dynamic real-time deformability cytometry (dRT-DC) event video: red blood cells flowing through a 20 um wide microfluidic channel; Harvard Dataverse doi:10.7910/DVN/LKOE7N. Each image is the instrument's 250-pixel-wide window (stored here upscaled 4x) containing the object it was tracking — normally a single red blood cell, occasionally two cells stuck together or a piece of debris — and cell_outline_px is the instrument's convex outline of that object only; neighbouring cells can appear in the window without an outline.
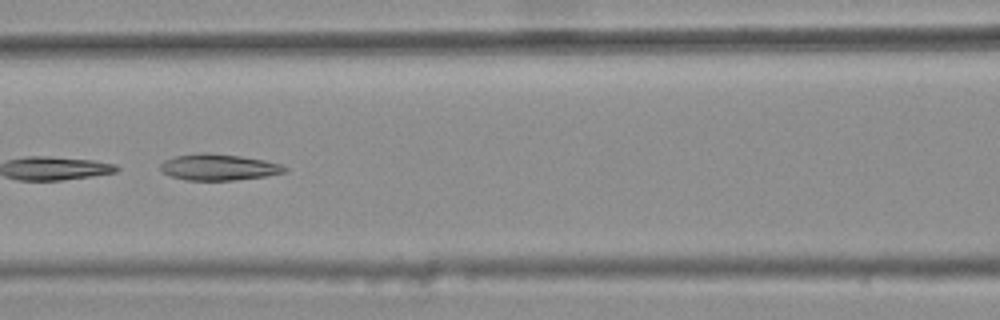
{"species": "common noctule bat (a hibernating species)", "species_latin": "Nyctalus noctula", "temperature_condition": "warm", "stored_images_in_passage": 8, "camera_frame_rate_fps": 3000, "um_per_image_px": 0.085, "animal": {"sex": "female", "body_mass_g": 25.1}, "frame": {"image": 1, "passage_image": 6, "time_ms": 1.667, "image_size_px": [1000, 320], "cell_outline_px": [[288, 172], [264, 176], [236, 180], [184, 180], [172, 176], [164, 172], [160, 168], [160, 164], [164, 160], [176, 156], [200, 152], [208, 152], [240, 156], [264, 160], [280, 164], [288, 168]], "centroid_in_image_um": [18.59, 14.2], "position_along_channel_um": 148.0, "area_um2": 19.02}}
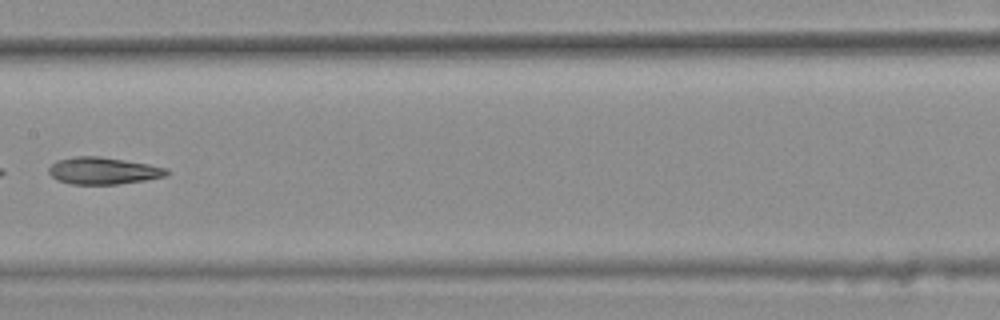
{"frame": {"image": 2, "passage_image": 7, "time_ms": 2.0, "image_size_px": [1000, 320], "cell_outline_px": [[172, 172], [168, 176], [144, 180], [116, 184], [72, 184], [60, 180], [52, 176], [48, 172], [48, 168], [56, 160], [76, 156], [100, 156], [148, 164], [168, 168]], "centroid_in_image_um": [8.82, 14.5], "position_along_channel_um": 198.6, "area_um2": 18.55}}
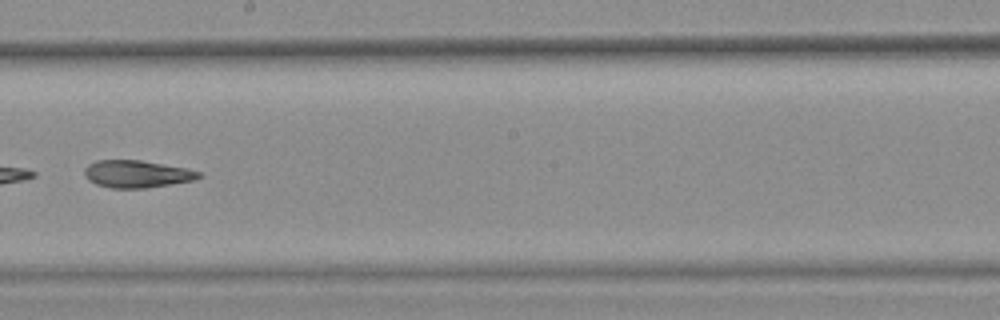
{"frame": {"image": 3, "passage_image": 8, "time_ms": 2.333, "image_size_px": [1000, 320], "cell_outline_px": [[204, 176], [192, 180], [144, 188], [112, 188], [96, 184], [88, 180], [84, 176], [84, 168], [88, 164], [96, 160], [140, 160], [188, 168], [200, 172]], "centroid_in_image_um": [11.6, 14.78], "position_along_channel_um": 236.6, "area_um2": 18.21}}